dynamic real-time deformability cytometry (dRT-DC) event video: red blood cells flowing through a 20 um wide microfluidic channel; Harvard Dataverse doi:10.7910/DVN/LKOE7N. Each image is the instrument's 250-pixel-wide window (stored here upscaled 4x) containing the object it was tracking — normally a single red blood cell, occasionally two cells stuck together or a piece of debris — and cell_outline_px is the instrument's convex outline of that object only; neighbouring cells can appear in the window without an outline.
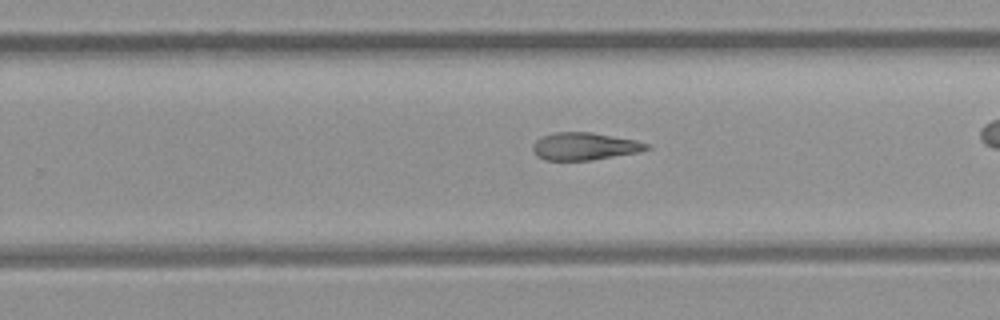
{"species": "common noctule bat (a hibernating species)", "species_latin": "Nyctalus noctula", "temperature_condition": "room temperature", "stored_images_in_passage": 28, "camera_frame_rate_fps": 3000, "um_per_image_px": 0.085, "animal": {"sex": "female", "body_mass_g": 21.9}, "frame": {"image": 1, "passage_image": 20, "time_ms": 6.333, "image_size_px": [1000, 320], "cell_outline_px": [[652, 148], [640, 152], [592, 160], [544, 160], [536, 156], [532, 148], [532, 144], [536, 140], [544, 136], [556, 132], [592, 132], [636, 140], [648, 144]], "centroid_in_image_um": [49.7, 12.44], "position_along_channel_um": 280.1, "area_um2": 18.32}}